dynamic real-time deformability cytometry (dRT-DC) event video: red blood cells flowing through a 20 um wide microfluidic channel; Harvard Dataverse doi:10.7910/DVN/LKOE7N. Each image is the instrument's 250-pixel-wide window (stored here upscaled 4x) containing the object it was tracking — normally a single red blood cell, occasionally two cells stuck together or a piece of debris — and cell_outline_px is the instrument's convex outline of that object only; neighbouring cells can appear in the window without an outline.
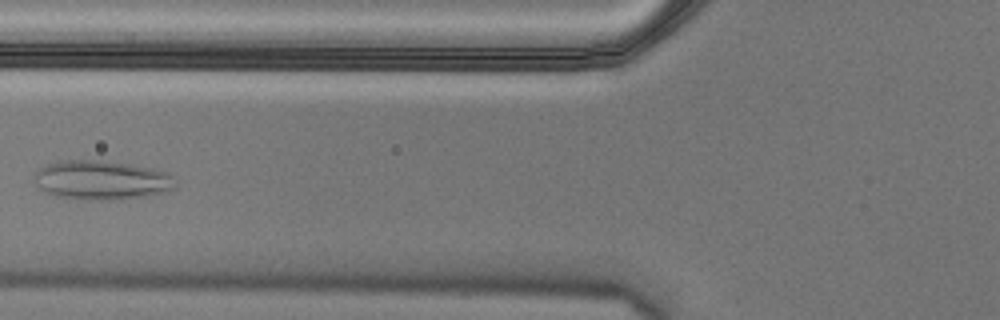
{"species": "Egyptian fruit bat (a non-hibernating species)", "species_latin": "Rousettus aegyptiacus", "temperature_condition": "cold", "stored_images_in_passage": 5, "camera_frame_rate_fps": 3000, "um_per_image_px": 0.085, "animal": {"sex": "male"}, "frame": {"image": 1, "passage_image": 5, "time_ms": 1.333, "image_size_px": [1000, 320], "cell_outline_px": [[176, 188], [164, 192], [144, 196], [120, 200], [88, 200], [56, 196], [40, 188], [36, 180], [36, 172], [40, 168], [48, 164], [60, 160], [100, 160], [132, 164], [152, 168], [164, 172], [172, 176]], "centroid_in_image_um": [8.66, 15.31], "position_along_channel_um": 117.1, "area_um2": 32.08}}